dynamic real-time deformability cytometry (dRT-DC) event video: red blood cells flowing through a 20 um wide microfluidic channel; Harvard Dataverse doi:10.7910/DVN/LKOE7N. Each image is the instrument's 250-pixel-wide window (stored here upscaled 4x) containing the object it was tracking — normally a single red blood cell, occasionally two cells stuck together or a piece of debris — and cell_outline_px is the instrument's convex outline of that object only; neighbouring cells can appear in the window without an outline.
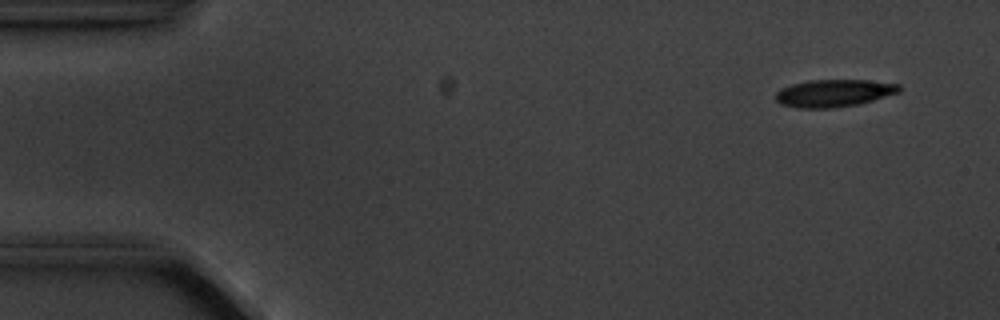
{"species": "common noctule bat (a hibernating species)", "species_latin": "Nyctalus noctula", "temperature_condition": "cold", "stored_images_in_passage": 6, "camera_frame_rate_fps": 3000, "um_per_image_px": 0.085, "animal": {"sex": "male", "body_mass_g": 20.1, "forearm_length_mm": 53.5}, "frame": {"image": 1, "passage_image": 2, "time_ms": 1.0, "image_size_px": [1000, 320], "cell_outline_px": [[900, 92], [872, 100], [856, 104], [828, 108], [796, 108], [780, 104], [776, 100], [776, 92], [780, 88], [792, 84], [808, 80], [864, 80], [900, 84]], "centroid_in_image_um": [70.83, 7.91], "position_along_channel_um": 14.2, "area_um2": 19.59}}
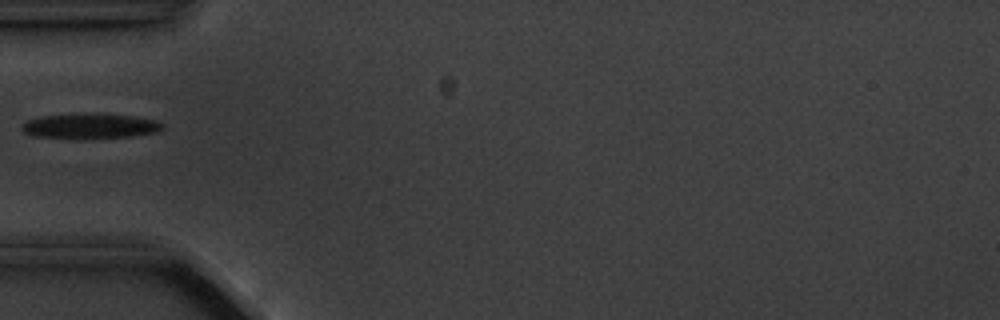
{"frame": {"image": 2, "passage_image": 6, "time_ms": 5.667, "image_size_px": [1000, 320], "cell_outline_px": [[164, 128], [156, 132], [132, 136], [84, 140], [76, 140], [36, 136], [24, 132], [20, 128], [20, 124], [28, 120], [44, 116], [132, 116], [156, 120], [164, 124]], "centroid_in_image_um": [7.65, 10.79], "position_along_channel_um": 77.3, "area_um2": 20.0}}